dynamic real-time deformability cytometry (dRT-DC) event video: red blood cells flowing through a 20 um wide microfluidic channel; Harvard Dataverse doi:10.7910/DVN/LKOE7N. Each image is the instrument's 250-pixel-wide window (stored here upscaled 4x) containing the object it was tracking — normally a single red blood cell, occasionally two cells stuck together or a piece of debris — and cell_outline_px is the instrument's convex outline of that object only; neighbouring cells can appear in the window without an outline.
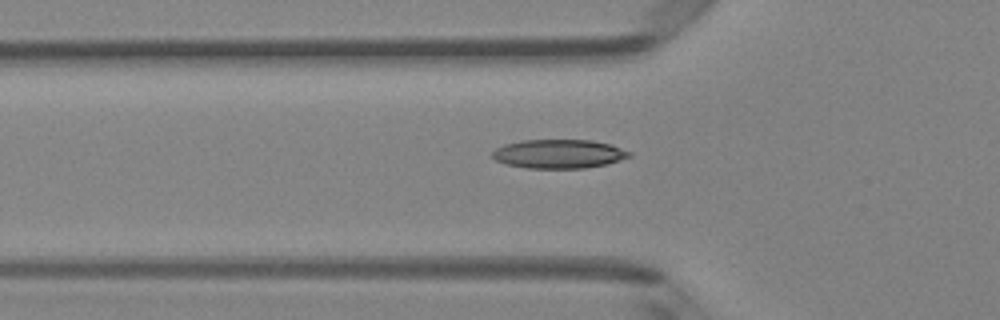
{"species": "Egyptian fruit bat (a non-hibernating species)", "species_latin": "Rousettus aegyptiacus", "temperature_condition": "room temperature", "stored_images_in_passage": 45, "camera_frame_rate_fps": 3000, "um_per_image_px": 0.085, "animal": {"sex": "female"}, "frame": {"image": 1, "passage_image": 17, "time_ms": 5.333, "image_size_px": [1000, 320], "cell_outline_px": [[632, 156], [620, 160], [604, 164], [584, 168], [524, 168], [504, 164], [496, 160], [492, 156], [492, 152], [496, 148], [504, 144], [524, 140], [592, 140], [608, 144], [632, 152]], "centroid_in_image_um": [47.47, 13.08], "position_along_channel_um": 78.3, "area_um2": 23.0}}
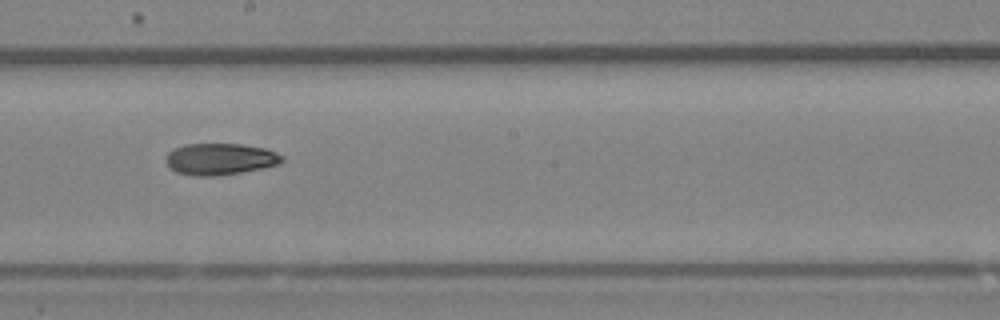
{"frame": {"image": 2, "passage_image": 28, "time_ms": 9.0, "image_size_px": [1000, 320], "cell_outline_px": [[284, 160], [280, 164], [264, 168], [216, 176], [192, 176], [176, 172], [164, 160], [168, 152], [184, 144], [240, 144], [264, 148], [276, 152], [284, 156]], "centroid_in_image_um": [18.73, 13.52], "position_along_channel_um": 229.5, "area_um2": 21.44}}
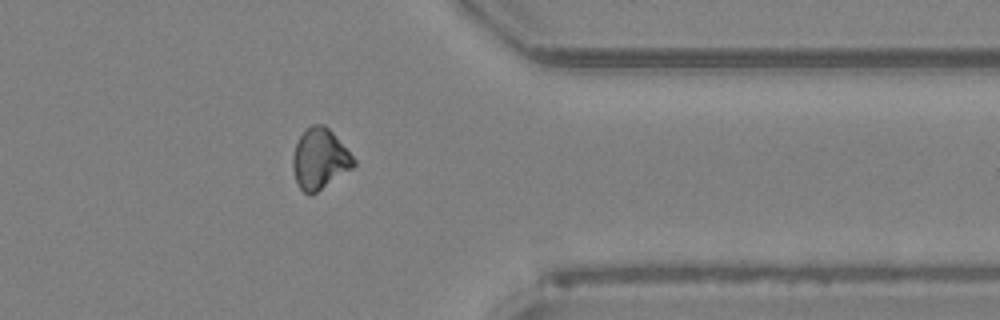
{"frame": {"image": 3, "passage_image": 40, "time_ms": 13.0, "image_size_px": [1000, 320], "cell_outline_px": [[356, 164], [352, 168], [312, 196], [308, 196], [300, 188], [296, 180], [292, 168], [292, 156], [296, 144], [300, 136], [312, 124], [324, 124], [332, 132], [356, 160]], "centroid_in_image_um": [27.17, 13.54], "position_along_channel_um": 384.2, "area_um2": 21.39}}